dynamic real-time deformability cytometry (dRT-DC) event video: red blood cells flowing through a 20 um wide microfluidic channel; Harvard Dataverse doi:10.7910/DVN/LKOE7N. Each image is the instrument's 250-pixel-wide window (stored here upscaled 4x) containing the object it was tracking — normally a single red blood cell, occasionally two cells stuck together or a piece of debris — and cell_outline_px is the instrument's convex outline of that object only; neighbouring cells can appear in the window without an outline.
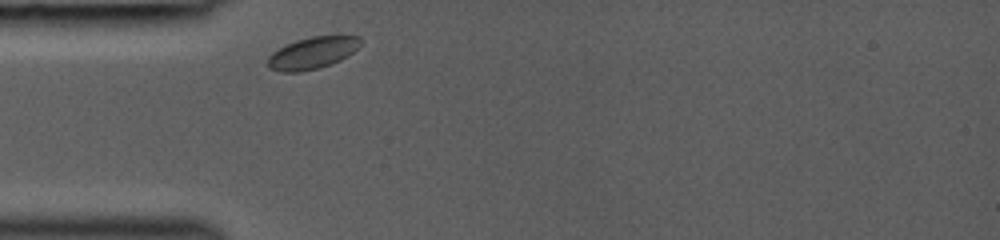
{"species": "common noctule bat (a hibernating species)", "species_latin": "Nyctalus noctula", "temperature_condition": "room temperature", "stored_images_in_passage": 23, "camera_frame_rate_fps": 3000, "um_per_image_px": 0.085, "animal": {"sex": "female", "body_mass_g": 19.0, "forearm_length_mm": 53.3}, "frame": {"image": 1, "passage_image": 1, "time_ms": 0.0, "image_size_px": [1000, 240], "cell_outline_px": [[364, 40], [348, 56], [340, 60], [320, 68], [300, 72], [280, 72], [272, 68], [268, 64], [268, 56], [272, 52], [296, 40], [312, 36], [360, 36]], "centroid_in_image_um": [26.58, 4.5], "position_along_channel_um": 58.4, "area_um2": 17.11}}
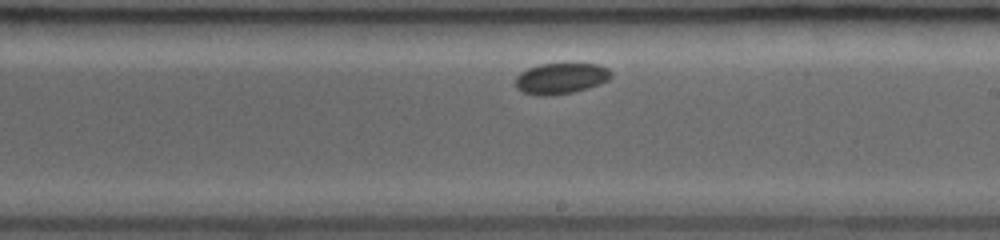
{"frame": {"image": 2, "passage_image": 13, "time_ms": 4.667, "image_size_px": [1000, 240], "cell_outline_px": [[612, 76], [608, 80], [600, 84], [588, 88], [572, 92], [548, 96], [536, 96], [524, 92], [516, 88], [512, 84], [516, 76], [520, 72], [528, 68], [540, 64], [600, 64], [608, 68], [612, 72]], "centroid_in_image_um": [47.64, 6.67], "position_along_channel_um": 241.4, "area_um2": 17.51}}
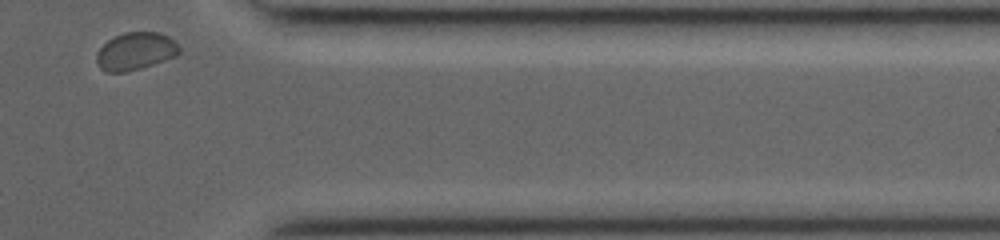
{"frame": {"image": 3, "passage_image": 23, "time_ms": 8.667, "image_size_px": [1000, 240], "cell_outline_px": [[180, 52], [176, 56], [140, 68], [124, 72], [108, 72], [100, 68], [96, 64], [96, 52], [108, 40], [124, 32], [160, 32], [176, 40], [180, 48]], "centroid_in_image_um": [11.53, 4.34], "position_along_channel_um": 399.9, "area_um2": 18.15}}